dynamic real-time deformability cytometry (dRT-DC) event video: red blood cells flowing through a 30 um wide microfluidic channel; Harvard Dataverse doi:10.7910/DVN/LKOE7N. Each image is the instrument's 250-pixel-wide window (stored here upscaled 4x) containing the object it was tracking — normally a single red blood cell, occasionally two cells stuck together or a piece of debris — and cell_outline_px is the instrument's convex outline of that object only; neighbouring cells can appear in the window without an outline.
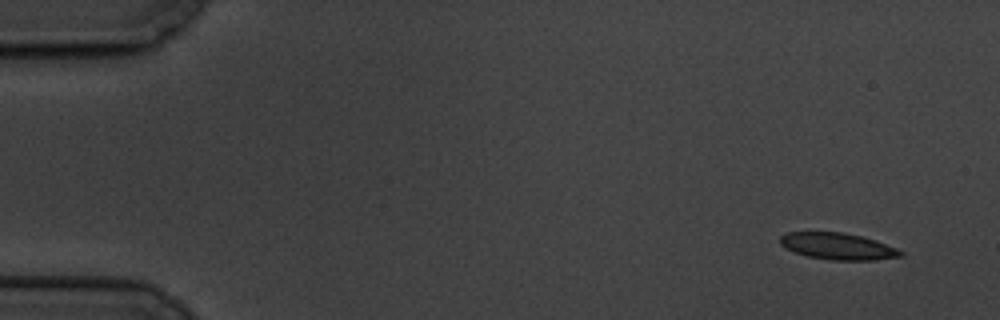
{"species": "common noctule bat (a hibernating species)", "species_latin": "Nyctalus noctula", "temperature_condition": "cold", "stored_images_in_passage": 5, "camera_frame_rate_fps": 3000, "um_per_image_px": 0.085, "animal": {"sex": "male", "body_mass_g": 19.5, "forearm_length_mm": 54.6}, "frame": {"image": 1, "passage_image": 1, "time_ms": 0.0, "image_size_px": [1000, 320], "cell_outline_px": [[904, 256], [872, 260], [832, 260], [808, 256], [796, 252], [780, 244], [780, 236], [788, 232], [844, 232], [876, 240], [896, 248], [904, 252]], "centroid_in_image_um": [71.25, 20.93], "position_along_channel_um": 13.8, "area_um2": 18.55}}
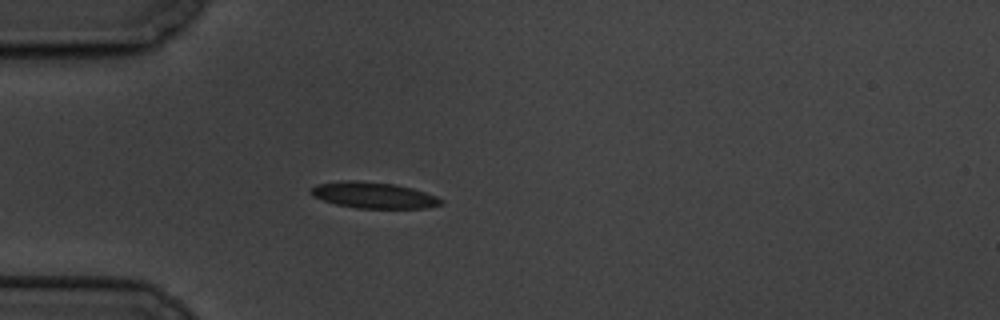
{"frame": {"image": 2, "passage_image": 4, "time_ms": 4.333, "image_size_px": [1000, 320], "cell_outline_px": [[444, 204], [424, 208], [356, 208], [336, 204], [312, 196], [308, 188], [320, 184], [344, 180], [360, 180], [396, 184], [412, 188], [436, 196], [444, 200]], "centroid_in_image_um": [31.76, 16.58], "position_along_channel_um": 53.2, "area_um2": 19.88}}